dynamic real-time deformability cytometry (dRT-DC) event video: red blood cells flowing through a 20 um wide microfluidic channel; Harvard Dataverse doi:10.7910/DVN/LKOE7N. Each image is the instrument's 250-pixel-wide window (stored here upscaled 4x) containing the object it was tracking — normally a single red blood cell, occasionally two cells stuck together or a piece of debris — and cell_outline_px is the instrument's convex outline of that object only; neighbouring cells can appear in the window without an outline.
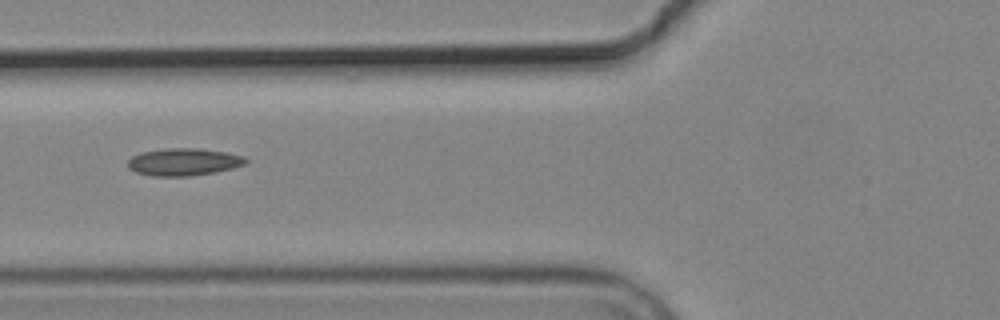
{"species": "common noctule bat (a hibernating species)", "species_latin": "Nyctalus noctula", "temperature_condition": "cold", "stored_images_in_passage": 7, "camera_frame_rate_fps": 3000, "um_per_image_px": 0.085, "animal": {"sex": "male", "body_mass_g": 19.2, "forearm_length_mm": 51.8}, "frame": {"image": 1, "passage_image": 5, "time_ms": 5.667, "image_size_px": [1000, 320], "cell_outline_px": [[248, 160], [244, 164], [232, 168], [216, 172], [188, 176], [152, 176], [136, 172], [128, 168], [128, 160], [132, 156], [140, 152], [164, 148], [200, 148], [224, 152], [244, 156]], "centroid_in_image_um": [15.58, 13.76], "position_along_channel_um": 110.2, "area_um2": 18.84}}
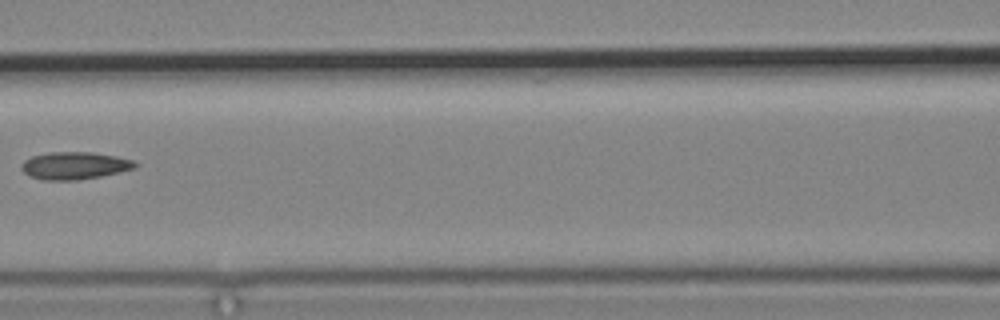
{"frame": {"image": 2, "passage_image": 6, "time_ms": 7.0, "image_size_px": [1000, 320], "cell_outline_px": [[140, 164], [136, 168], [120, 172], [100, 176], [76, 180], [44, 180], [28, 176], [20, 168], [20, 164], [24, 160], [32, 156], [48, 152], [92, 152], [116, 156], [132, 160]], "centroid_in_image_um": [6.33, 14.07], "position_along_channel_um": 160.3, "area_um2": 18.32}}
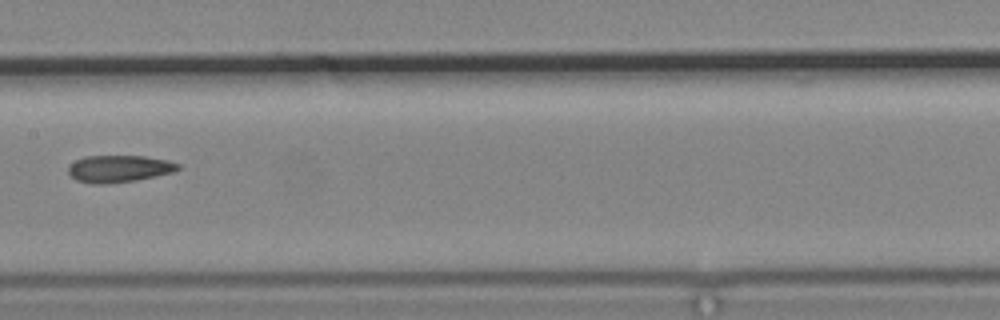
{"frame": {"image": 3, "passage_image": 7, "time_ms": 8.0, "image_size_px": [1000, 320], "cell_outline_px": [[180, 168], [172, 172], [156, 176], [136, 180], [104, 184], [92, 184], [76, 180], [68, 172], [68, 168], [76, 160], [84, 156], [144, 156], [168, 160], [180, 164]], "centroid_in_image_um": [10.12, 14.34], "position_along_channel_um": 197.3, "area_um2": 17.22}}